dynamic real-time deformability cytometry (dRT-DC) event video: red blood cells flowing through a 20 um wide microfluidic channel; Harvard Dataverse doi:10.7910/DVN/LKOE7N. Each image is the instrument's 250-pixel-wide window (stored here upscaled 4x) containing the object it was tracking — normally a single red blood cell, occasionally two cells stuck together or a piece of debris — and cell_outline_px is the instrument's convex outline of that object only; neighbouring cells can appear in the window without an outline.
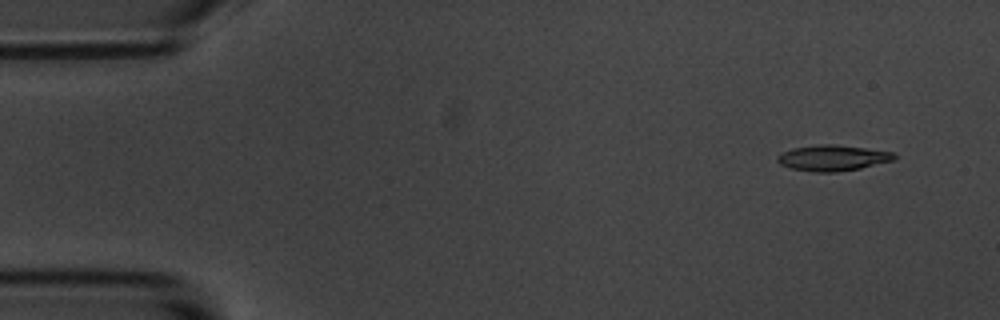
{"species": "common noctule bat (a hibernating species)", "species_latin": "Nyctalus noctula", "temperature_condition": "room temperature", "stored_images_in_passage": 4, "camera_frame_rate_fps": 3000, "um_per_image_px": 0.085, "animal": {"sex": "male", "body_mass_g": 20.1, "forearm_length_mm": 53.5}, "frame": {"image": 1, "passage_image": 1, "time_ms": 0.0, "image_size_px": [1000, 320], "cell_outline_px": [[896, 156], [892, 160], [860, 168], [836, 172], [812, 172], [792, 168], [780, 164], [776, 160], [776, 156], [780, 152], [792, 148], [816, 144], [836, 144], [892, 152]], "centroid_in_image_um": [70.69, 13.41], "position_along_channel_um": 14.3, "area_um2": 17.51}}
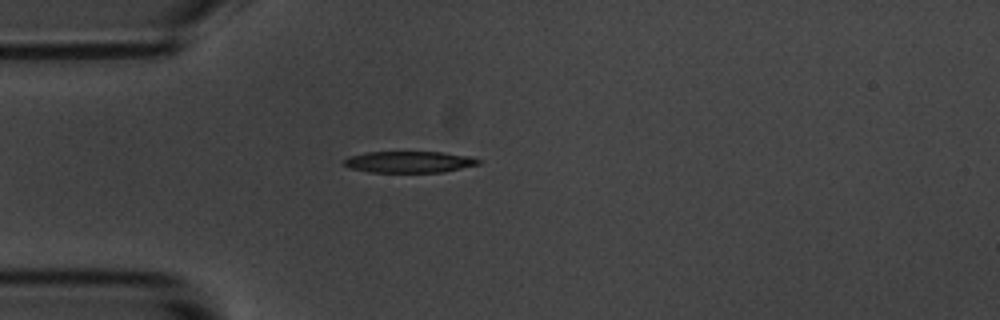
{"frame": {"image": 2, "passage_image": 4, "time_ms": 3.667, "image_size_px": [1000, 320], "cell_outline_px": [[480, 164], [444, 172], [368, 172], [352, 168], [344, 164], [344, 160], [348, 156], [368, 152], [440, 152], [468, 156], [480, 160]], "centroid_in_image_um": [34.78, 13.76], "position_along_channel_um": 50.2, "area_um2": 16.65}}